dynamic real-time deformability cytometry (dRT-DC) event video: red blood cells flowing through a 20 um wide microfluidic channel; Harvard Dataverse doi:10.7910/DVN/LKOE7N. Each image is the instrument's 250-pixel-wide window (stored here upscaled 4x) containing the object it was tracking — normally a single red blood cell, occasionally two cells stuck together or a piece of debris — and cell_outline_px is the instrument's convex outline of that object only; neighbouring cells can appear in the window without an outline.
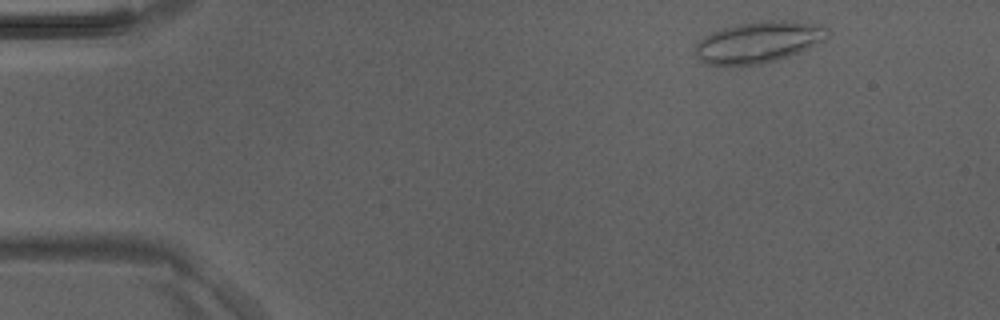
{"species": "Egyptian fruit bat (a non-hibernating species)", "species_latin": "Rousettus aegyptiacus", "temperature_condition": "room temperature", "stored_images_in_passage": 3, "camera_frame_rate_fps": 3000, "um_per_image_px": 0.085, "animal": {"sex": "male"}, "frame": {"image": 1, "passage_image": 1, "time_ms": 0.0, "image_size_px": [1000, 320], "cell_outline_px": [[828, 36], [824, 40], [800, 52], [776, 60], [760, 64], [704, 64], [696, 56], [696, 44], [704, 36], [712, 32], [736, 24], [768, 20], [784, 20], [820, 24], [828, 28]], "centroid_in_image_um": [64.5, 3.56], "position_along_channel_um": 20.5, "area_um2": 31.56}}